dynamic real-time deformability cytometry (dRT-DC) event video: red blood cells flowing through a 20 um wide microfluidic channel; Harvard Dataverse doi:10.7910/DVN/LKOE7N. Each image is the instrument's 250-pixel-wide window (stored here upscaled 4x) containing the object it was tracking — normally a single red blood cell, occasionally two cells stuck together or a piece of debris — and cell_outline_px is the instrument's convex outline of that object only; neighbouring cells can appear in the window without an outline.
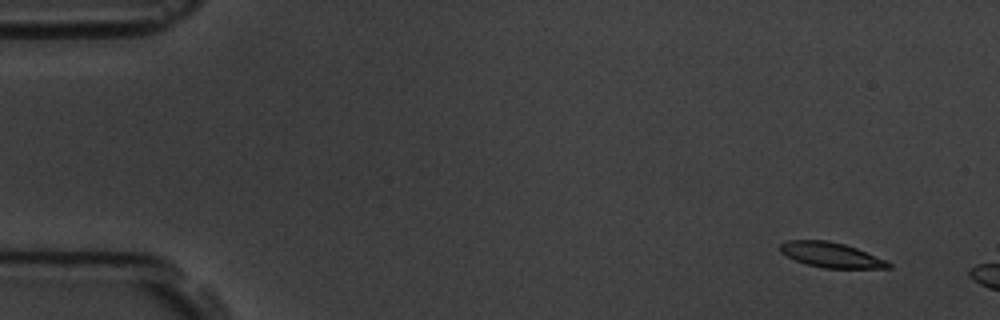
{"species": "common noctule bat (a hibernating species)", "species_latin": "Nyctalus noctula", "temperature_condition": "room temperature", "stored_images_in_passage": 4, "camera_frame_rate_fps": 3000, "um_per_image_px": 0.085, "animal": {"sex": "male", "body_mass_g": 19.5, "forearm_length_mm": 54.6}, "frame": {"image": 1, "passage_image": 2, "time_ms": 1.333, "image_size_px": [1000, 320], "cell_outline_px": [[892, 268], [824, 268], [808, 264], [796, 260], [780, 252], [780, 244], [788, 240], [828, 240], [844, 244], [856, 248], [888, 260], [892, 264]], "centroid_in_image_um": [70.69, 21.66], "position_along_channel_um": 14.3, "area_um2": 15.78}}